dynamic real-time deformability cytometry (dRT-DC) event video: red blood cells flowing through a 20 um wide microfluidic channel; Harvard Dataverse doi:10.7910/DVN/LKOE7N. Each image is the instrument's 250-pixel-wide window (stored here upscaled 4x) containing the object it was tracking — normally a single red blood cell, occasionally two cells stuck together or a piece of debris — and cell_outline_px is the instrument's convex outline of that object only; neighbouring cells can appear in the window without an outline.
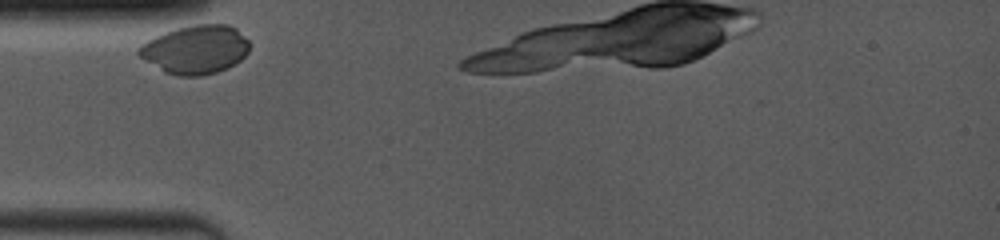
{"species": "common noctule bat (a hibernating species)", "species_latin": "Nyctalus noctula", "temperature_condition": "room temperature", "stored_images_in_passage": 33, "camera_frame_rate_fps": 4000, "um_per_image_px": 0.085, "animal": {"sex": "female", "body_mass_g": 19.0, "forearm_length_mm": 53.3}, "frame": {"image": 1, "passage_image": 1, "time_ms": 0.0, "image_size_px": [1000, 240], "cell_outline_px": [[248, 52], [240, 60], [228, 68], [216, 72], [200, 76], [180, 76], [168, 72], [160, 68], [140, 56], [136, 52], [136, 48], [140, 44], [164, 32], [176, 28], [196, 24], [228, 24], [236, 28], [248, 40]], "centroid_in_image_um": [16.62, 4.19], "position_along_channel_um": 68.4, "area_um2": 31.1}}
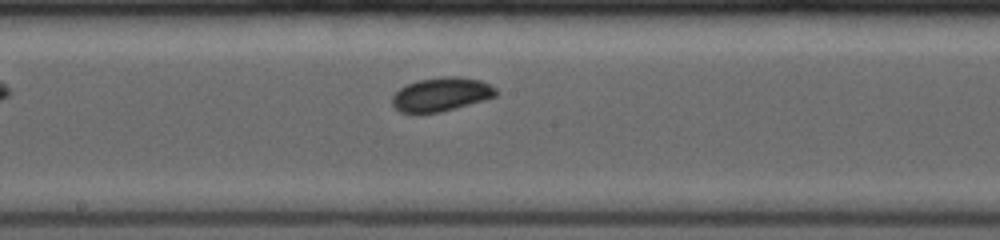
{"frame": {"image": 2, "passage_image": 11, "time_ms": 2.5, "image_size_px": [1000, 240], "cell_outline_px": [[500, 92], [496, 96], [484, 100], [440, 112], [400, 112], [392, 104], [392, 96], [400, 88], [408, 84], [420, 80], [444, 76], [460, 76], [480, 80], [496, 88]], "centroid_in_image_um": [37.54, 8.01], "position_along_channel_um": 210.7, "area_um2": 20.23}}
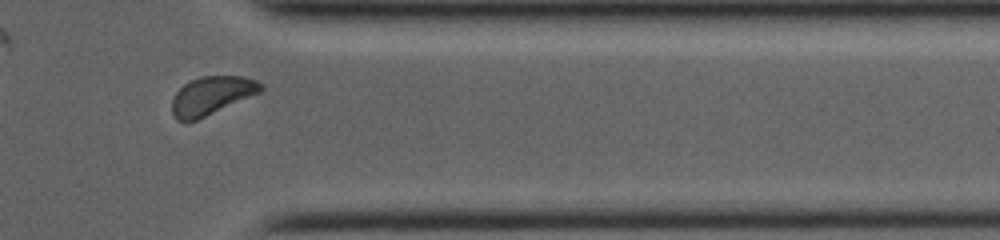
{"frame": {"image": 3, "passage_image": 29, "time_ms": 7.0, "image_size_px": [1000, 240], "cell_outline_px": [[264, 88], [260, 92], [196, 120], [176, 120], [172, 112], [172, 100], [176, 92], [184, 84], [200, 76], [244, 76], [256, 80], [264, 84]], "centroid_in_image_um": [18.0, 8.1], "position_along_channel_um": 393.4, "area_um2": 19.54}}